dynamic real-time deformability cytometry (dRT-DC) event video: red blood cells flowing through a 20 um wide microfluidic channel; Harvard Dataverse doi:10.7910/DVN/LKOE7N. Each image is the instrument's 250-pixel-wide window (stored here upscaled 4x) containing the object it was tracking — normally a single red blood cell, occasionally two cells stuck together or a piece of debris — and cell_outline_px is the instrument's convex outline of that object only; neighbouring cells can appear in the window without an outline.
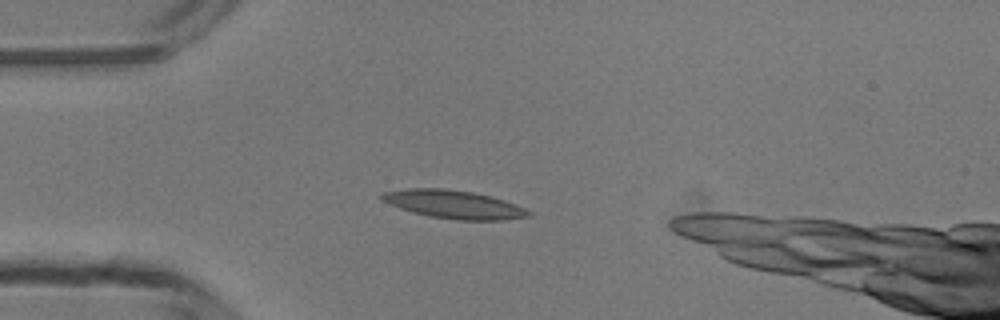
{"species": "common noctule bat (a hibernating species)", "species_latin": "Nyctalus noctula", "temperature_condition": "room temperature", "stored_images_in_passage": 39, "camera_frame_rate_fps": 3000, "um_per_image_px": 0.085, "animal": {"sex": "male", "body_mass_g": 13.3}, "frame": {"image": 1, "passage_image": 9, "time_ms": 2.667, "image_size_px": [1000, 320], "cell_outline_px": [[532, 212], [528, 216], [500, 220], [456, 220], [428, 216], [412, 212], [400, 208], [384, 200], [380, 196], [384, 192], [408, 188], [440, 188], [472, 192], [488, 196], [524, 208]], "centroid_in_image_um": [38.53, 17.38], "position_along_channel_um": 46.5, "area_um2": 23.52}}
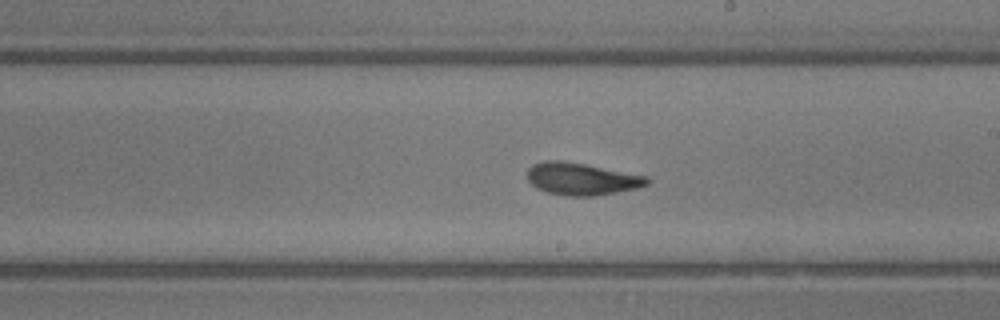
{"frame": {"image": 2, "passage_image": 24, "time_ms": 7.667, "image_size_px": [1000, 320], "cell_outline_px": [[648, 184], [636, 188], [596, 196], [564, 196], [548, 192], [536, 188], [528, 180], [528, 168], [532, 164], [544, 160], [560, 160], [584, 164], [648, 176]], "centroid_in_image_um": [49.41, 15.21], "position_along_channel_um": 239.6, "area_um2": 22.43}}
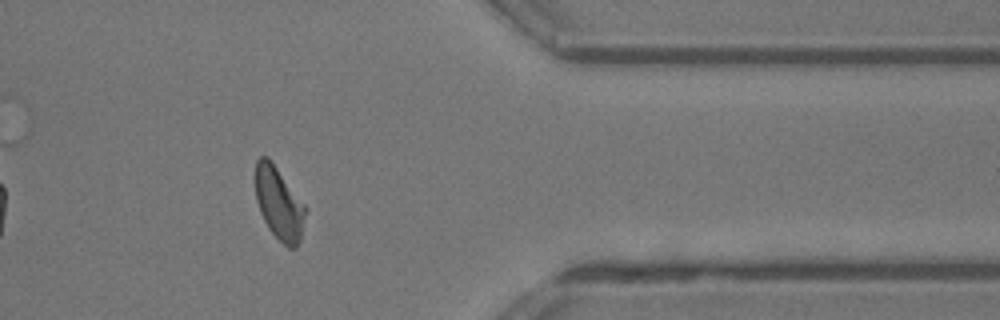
{"frame": {"image": 3, "passage_image": 36, "time_ms": 11.667, "image_size_px": [1000, 320], "cell_outline_px": [[308, 208], [300, 240], [296, 248], [288, 248], [268, 228], [260, 212], [256, 200], [256, 160], [260, 156], [268, 156]], "centroid_in_image_um": [23.74, 17.29], "position_along_channel_um": 387.7, "area_um2": 21.21}}